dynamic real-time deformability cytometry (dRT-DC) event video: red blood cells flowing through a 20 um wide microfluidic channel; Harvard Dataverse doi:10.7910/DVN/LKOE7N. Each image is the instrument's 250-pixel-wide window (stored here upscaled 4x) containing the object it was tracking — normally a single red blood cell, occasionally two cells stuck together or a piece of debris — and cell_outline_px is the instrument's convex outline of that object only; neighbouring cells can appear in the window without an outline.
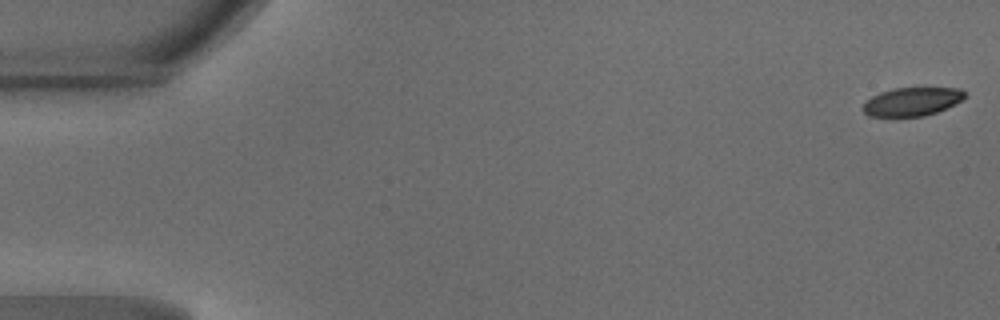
{"species": "common noctule bat (a hibernating species)", "species_latin": "Nyctalus noctula", "temperature_condition": "warm", "stored_images_in_passage": 9, "camera_frame_rate_fps": 3000, "um_per_image_px": 0.085, "animal": {"sex": "male", "body_mass_g": 18.8}, "frame": {"image": 1, "passage_image": 1, "time_ms": 0.0, "image_size_px": [1000, 320], "cell_outline_px": [[968, 96], [936, 112], [924, 116], [868, 116], [860, 108], [872, 96], [880, 92], [892, 88], [960, 88]], "centroid_in_image_um": [77.48, 8.63], "position_along_channel_um": 7.5, "area_um2": 16.7}}